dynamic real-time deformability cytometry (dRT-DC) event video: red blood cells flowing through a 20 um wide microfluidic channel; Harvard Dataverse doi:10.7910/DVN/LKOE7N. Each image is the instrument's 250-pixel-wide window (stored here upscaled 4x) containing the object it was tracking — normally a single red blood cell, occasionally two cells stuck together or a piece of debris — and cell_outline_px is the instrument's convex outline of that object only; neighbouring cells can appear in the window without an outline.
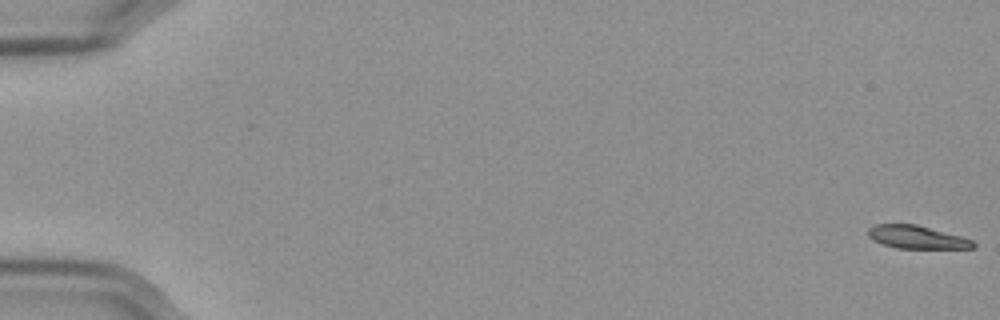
{"species": "Egyptian fruit bat (a non-hibernating species)", "species_latin": "Rousettus aegyptiacus", "temperature_condition": "cold", "stored_images_in_passage": 19, "camera_frame_rate_fps": 3000, "um_per_image_px": 0.085, "frame": {"image": 1, "passage_image": 1, "time_ms": 0.0, "image_size_px": [1000, 320], "cell_outline_px": [[976, 248], [896, 248], [884, 244], [868, 236], [868, 228], [876, 224], [916, 224], [960, 236], [972, 240], [976, 244]], "centroid_in_image_um": [77.94, 20.15], "position_along_channel_um": 7.1, "area_um2": 13.87}}
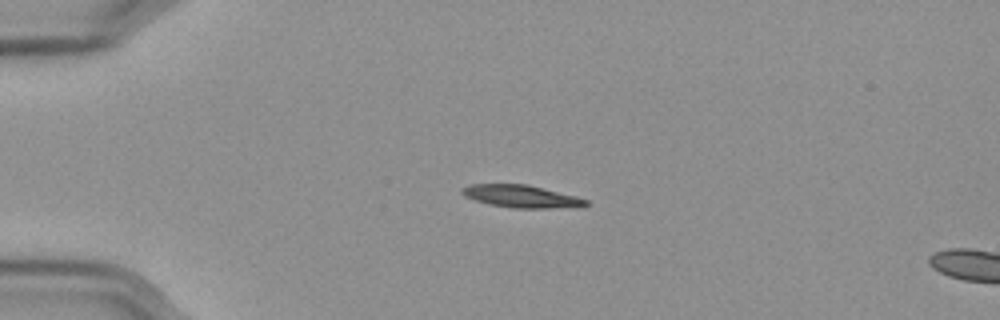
{"frame": {"image": 2, "passage_image": 15, "time_ms": 4.667, "image_size_px": [1000, 320], "cell_outline_px": [[588, 204], [584, 208], [512, 208], [488, 204], [464, 196], [460, 192], [460, 188], [468, 184], [528, 184], [576, 196], [588, 200]], "centroid_in_image_um": [44.35, 16.7], "position_along_channel_um": 40.7, "area_um2": 16.59}}